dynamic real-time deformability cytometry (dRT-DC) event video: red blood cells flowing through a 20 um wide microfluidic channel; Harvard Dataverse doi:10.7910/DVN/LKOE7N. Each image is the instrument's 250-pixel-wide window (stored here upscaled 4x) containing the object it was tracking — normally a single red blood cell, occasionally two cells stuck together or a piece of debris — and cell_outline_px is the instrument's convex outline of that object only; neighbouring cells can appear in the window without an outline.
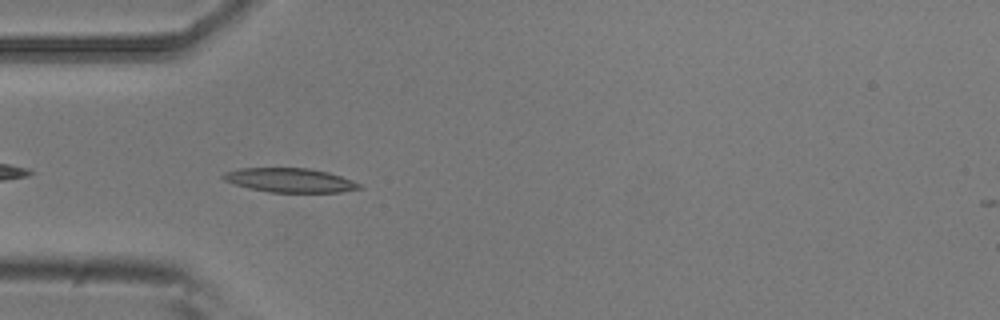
{"species": "common noctule bat (a hibernating species)", "species_latin": "Nyctalus noctula", "temperature_condition": "room temperature", "stored_images_in_passage": 8, "camera_frame_rate_fps": 3000, "um_per_image_px": 0.085, "animal": {"sex": "male", "body_mass_g": 20.5, "forearm_length_mm": 52.5}, "frame": {"image": 1, "passage_image": 4, "time_ms": 1.0, "image_size_px": [1000, 320], "cell_outline_px": [[364, 188], [340, 192], [268, 192], [248, 188], [224, 180], [220, 176], [224, 172], [240, 168], [308, 168], [328, 172], [352, 180], [360, 184]], "centroid_in_image_um": [24.63, 15.32], "position_along_channel_um": 60.4, "area_um2": 19.13}}
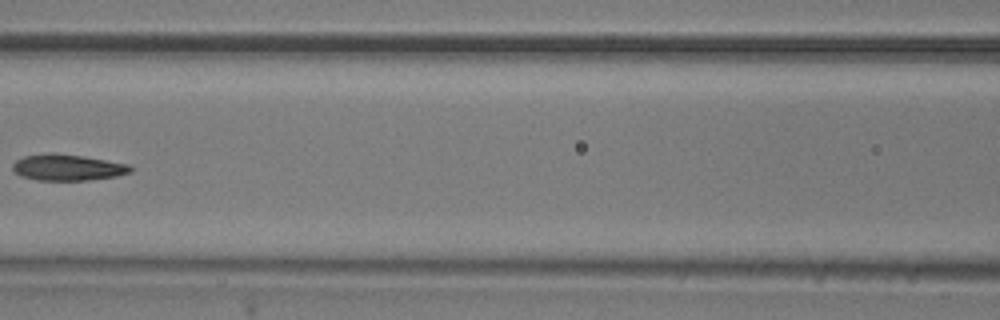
{"frame": {"image": 2, "passage_image": 6, "time_ms": 1.667, "image_size_px": [1000, 320], "cell_outline_px": [[132, 172], [116, 176], [88, 180], [36, 180], [20, 176], [12, 168], [12, 164], [16, 160], [24, 156], [48, 152], [56, 152], [84, 156], [128, 164], [132, 168]], "centroid_in_image_um": [5.72, 14.22], "position_along_channel_um": 160.9, "area_um2": 18.15}}
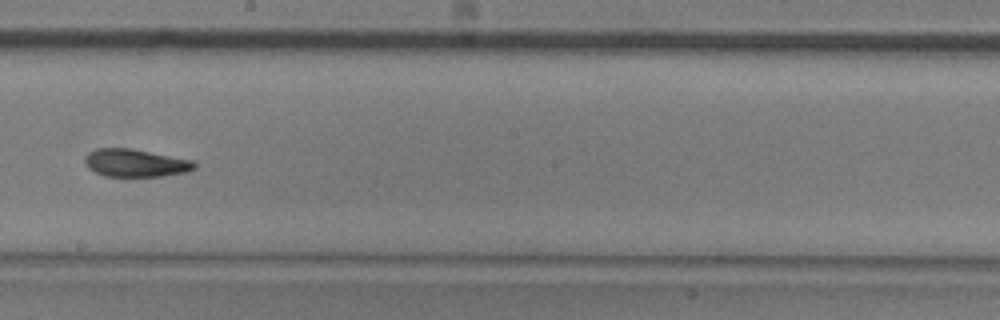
{"frame": {"image": 3, "passage_image": 8, "time_ms": 2.333, "image_size_px": [1000, 320], "cell_outline_px": [[196, 168], [184, 172], [160, 176], [104, 176], [88, 168], [84, 164], [84, 156], [88, 152], [96, 148], [132, 148], [192, 160], [196, 164]], "centroid_in_image_um": [11.46, 13.84], "position_along_channel_um": 236.7, "area_um2": 17.74}}